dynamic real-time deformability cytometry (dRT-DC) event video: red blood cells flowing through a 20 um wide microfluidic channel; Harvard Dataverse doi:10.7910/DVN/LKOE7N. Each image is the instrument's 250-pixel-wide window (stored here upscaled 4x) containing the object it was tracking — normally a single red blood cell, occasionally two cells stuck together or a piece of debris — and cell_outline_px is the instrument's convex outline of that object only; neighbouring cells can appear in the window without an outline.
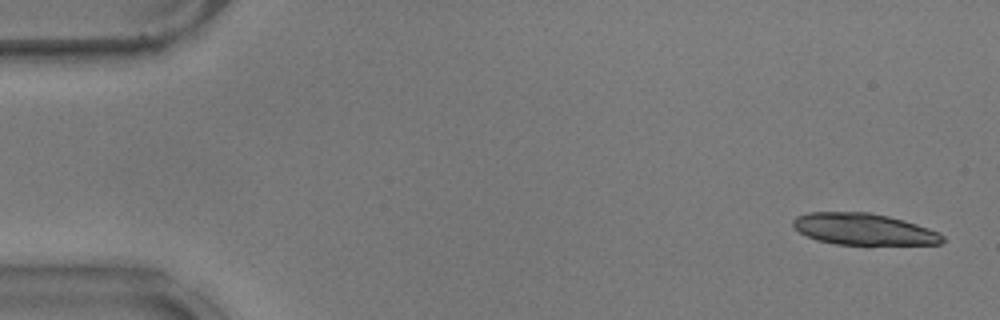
{"species": "common noctule bat (a hibernating species)", "species_latin": "Nyctalus noctula", "temperature_condition": "warm", "stored_images_in_passage": 30, "camera_frame_rate_fps": 3000, "um_per_image_px": 0.085, "animal": {"sex": "male", "body_mass_g": 17.9}, "frame": {"image": 1, "passage_image": 2, "time_ms": 0.333, "image_size_px": [1000, 320], "cell_outline_px": [[944, 240], [940, 244], [836, 244], [816, 240], [800, 232], [792, 224], [792, 220], [796, 216], [808, 212], [868, 212], [888, 216], [904, 220], [928, 228], [944, 236]], "centroid_in_image_um": [73.38, 19.47], "position_along_channel_um": 11.6, "area_um2": 27.22}}